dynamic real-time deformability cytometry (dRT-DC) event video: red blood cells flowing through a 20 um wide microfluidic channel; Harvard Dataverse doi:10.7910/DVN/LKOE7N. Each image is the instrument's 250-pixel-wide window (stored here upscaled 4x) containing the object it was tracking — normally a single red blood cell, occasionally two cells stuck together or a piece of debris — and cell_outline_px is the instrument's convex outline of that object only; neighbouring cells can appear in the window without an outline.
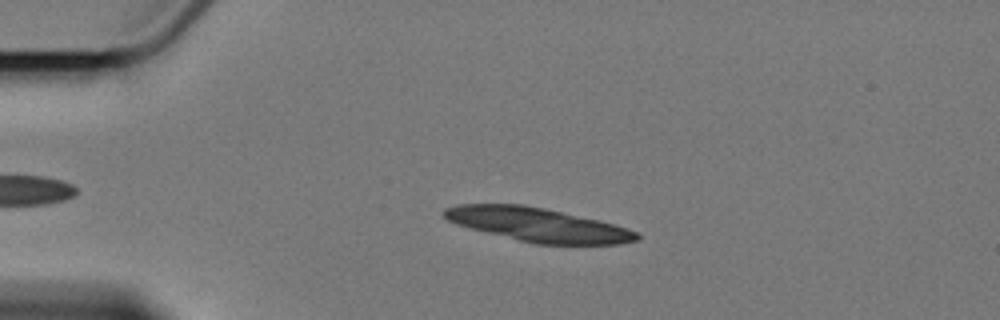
{"species": "Egyptian fruit bat (a non-hibernating species)", "species_latin": "Rousettus aegyptiacus", "temperature_condition": "cold", "stored_images_in_passage": 5, "camera_frame_rate_fps": 3000, "um_per_image_px": 0.085, "animal": {"sex": "female"}, "frame": {"image": 1, "passage_image": 4, "time_ms": 3.333, "image_size_px": [1000, 320], "cell_outline_px": [[640, 240], [620, 244], [536, 244], [456, 224], [448, 220], [444, 216], [444, 208], [460, 204], [524, 204], [544, 208], [600, 220], [636, 232], [640, 236]], "centroid_in_image_um": [45.74, 19.09], "position_along_channel_um": 39.3, "area_um2": 37.4}}